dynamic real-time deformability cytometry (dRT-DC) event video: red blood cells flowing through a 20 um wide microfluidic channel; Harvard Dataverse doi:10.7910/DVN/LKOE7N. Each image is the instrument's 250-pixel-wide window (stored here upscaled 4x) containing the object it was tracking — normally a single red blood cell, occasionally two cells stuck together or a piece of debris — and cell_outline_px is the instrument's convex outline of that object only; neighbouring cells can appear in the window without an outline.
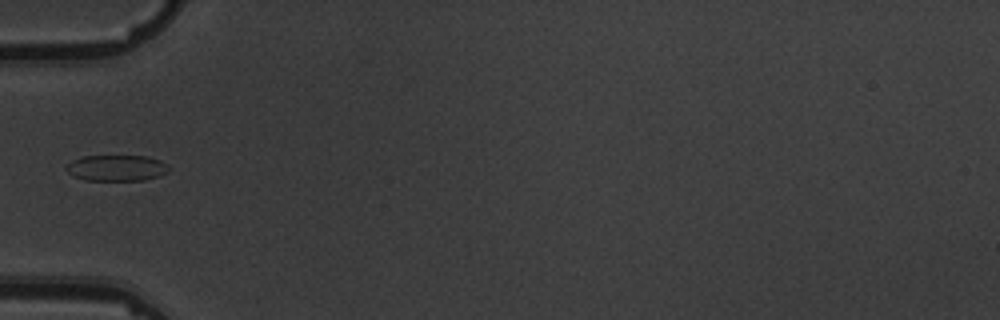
{"species": "common noctule bat (a hibernating species)", "species_latin": "Nyctalus noctula", "temperature_condition": "warm", "stored_images_in_passage": 9, "camera_frame_rate_fps": 3000, "um_per_image_px": 0.085, "animal": {"sex": "male", "body_mass_g": 19.5, "forearm_length_mm": 54.6}, "frame": {"image": 1, "passage_image": 6, "time_ms": 6.667, "image_size_px": [1000, 320], "cell_outline_px": [[168, 172], [160, 176], [144, 180], [84, 180], [72, 176], [64, 168], [72, 160], [84, 156], [148, 156], [160, 160], [168, 168]], "centroid_in_image_um": [9.88, 14.28], "position_along_channel_um": 75.1, "area_um2": 15.55}}
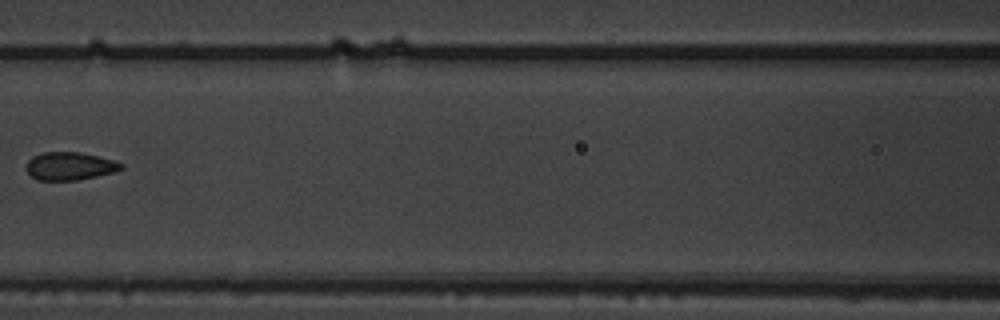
{"frame": {"image": 2, "passage_image": 8, "time_ms": 9.0, "image_size_px": [1000, 320], "cell_outline_px": [[124, 168], [116, 172], [76, 180], [36, 180], [24, 168], [28, 160], [32, 156], [40, 152], [80, 152], [116, 160], [124, 164]], "centroid_in_image_um": [5.94, 14.11], "position_along_channel_um": 160.7, "area_um2": 15.72}}
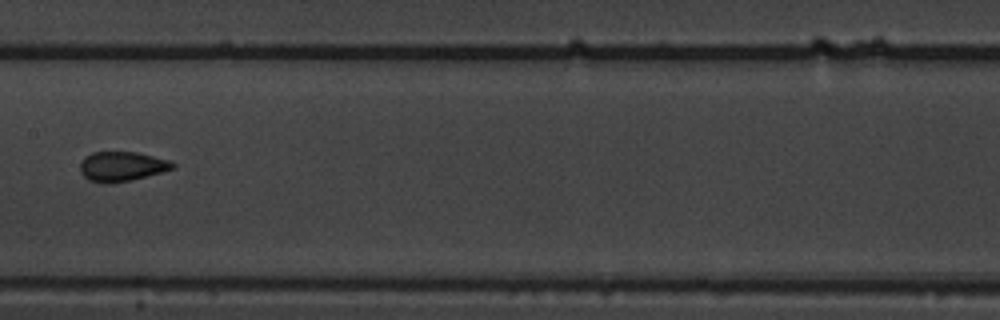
{"frame": {"image": 3, "passage_image": 9, "time_ms": 10.0, "image_size_px": [1000, 320], "cell_outline_px": [[176, 168], [128, 180], [104, 184], [88, 180], [80, 172], [80, 164], [84, 156], [92, 152], [136, 152], [172, 160], [176, 164]], "centroid_in_image_um": [10.35, 14.13], "position_along_channel_um": 197.0, "area_um2": 16.01}}